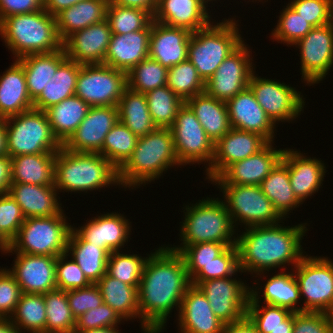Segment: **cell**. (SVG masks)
<instances>
[{"label":"cell","mask_w":333,"mask_h":333,"mask_svg":"<svg viewBox=\"0 0 333 333\" xmlns=\"http://www.w3.org/2000/svg\"><path fill=\"white\" fill-rule=\"evenodd\" d=\"M191 281L184 258L170 247L148 255L138 288L139 315L143 333H160L167 317L182 299Z\"/></svg>","instance_id":"6da1fadb"},{"label":"cell","mask_w":333,"mask_h":333,"mask_svg":"<svg viewBox=\"0 0 333 333\" xmlns=\"http://www.w3.org/2000/svg\"><path fill=\"white\" fill-rule=\"evenodd\" d=\"M306 224L245 227L246 231L236 238L242 273L261 275L287 263L295 267L304 257L301 241L308 230Z\"/></svg>","instance_id":"7a4b0ae2"},{"label":"cell","mask_w":333,"mask_h":333,"mask_svg":"<svg viewBox=\"0 0 333 333\" xmlns=\"http://www.w3.org/2000/svg\"><path fill=\"white\" fill-rule=\"evenodd\" d=\"M175 165L180 166L171 129L157 127L151 133L138 138L131 157L118 170L119 183L124 188H136L143 183L146 185L148 181L151 183Z\"/></svg>","instance_id":"3957f363"},{"label":"cell","mask_w":333,"mask_h":333,"mask_svg":"<svg viewBox=\"0 0 333 333\" xmlns=\"http://www.w3.org/2000/svg\"><path fill=\"white\" fill-rule=\"evenodd\" d=\"M0 36L17 59L63 48L56 18L44 9L34 13L11 15L0 22Z\"/></svg>","instance_id":"277c9868"},{"label":"cell","mask_w":333,"mask_h":333,"mask_svg":"<svg viewBox=\"0 0 333 333\" xmlns=\"http://www.w3.org/2000/svg\"><path fill=\"white\" fill-rule=\"evenodd\" d=\"M54 186L61 192H85L119 185L118 169L100 153L72 152L63 146L56 153Z\"/></svg>","instance_id":"5b68a950"},{"label":"cell","mask_w":333,"mask_h":333,"mask_svg":"<svg viewBox=\"0 0 333 333\" xmlns=\"http://www.w3.org/2000/svg\"><path fill=\"white\" fill-rule=\"evenodd\" d=\"M185 210L180 227L182 246L170 247L172 250L179 252L186 245L205 242L224 243L227 247L236 245L237 237L233 236L236 229L223 200L208 197L185 206Z\"/></svg>","instance_id":"8992f818"},{"label":"cell","mask_w":333,"mask_h":333,"mask_svg":"<svg viewBox=\"0 0 333 333\" xmlns=\"http://www.w3.org/2000/svg\"><path fill=\"white\" fill-rule=\"evenodd\" d=\"M233 19H224L215 25L212 22L204 29L191 33L187 59L204 82L244 42L237 21Z\"/></svg>","instance_id":"52a82bcc"},{"label":"cell","mask_w":333,"mask_h":333,"mask_svg":"<svg viewBox=\"0 0 333 333\" xmlns=\"http://www.w3.org/2000/svg\"><path fill=\"white\" fill-rule=\"evenodd\" d=\"M7 155L56 154L62 144L54 136L46 113L30 109L5 118Z\"/></svg>","instance_id":"ba28073f"},{"label":"cell","mask_w":333,"mask_h":333,"mask_svg":"<svg viewBox=\"0 0 333 333\" xmlns=\"http://www.w3.org/2000/svg\"><path fill=\"white\" fill-rule=\"evenodd\" d=\"M62 211L50 217H29L10 242L6 253H26L58 257L67 251L72 226L66 222Z\"/></svg>","instance_id":"9c48e42d"},{"label":"cell","mask_w":333,"mask_h":333,"mask_svg":"<svg viewBox=\"0 0 333 333\" xmlns=\"http://www.w3.org/2000/svg\"><path fill=\"white\" fill-rule=\"evenodd\" d=\"M234 227L275 225L284 219L258 185H218ZM237 221V222H236ZM235 223V224H234Z\"/></svg>","instance_id":"30bf717a"},{"label":"cell","mask_w":333,"mask_h":333,"mask_svg":"<svg viewBox=\"0 0 333 333\" xmlns=\"http://www.w3.org/2000/svg\"><path fill=\"white\" fill-rule=\"evenodd\" d=\"M128 87L127 73L106 64L81 65L75 95L90 107L118 106Z\"/></svg>","instance_id":"8fae6325"},{"label":"cell","mask_w":333,"mask_h":333,"mask_svg":"<svg viewBox=\"0 0 333 333\" xmlns=\"http://www.w3.org/2000/svg\"><path fill=\"white\" fill-rule=\"evenodd\" d=\"M300 296L301 311L324 312L333 304V262L328 257L305 255L294 267Z\"/></svg>","instance_id":"7c38bea8"},{"label":"cell","mask_w":333,"mask_h":333,"mask_svg":"<svg viewBox=\"0 0 333 333\" xmlns=\"http://www.w3.org/2000/svg\"><path fill=\"white\" fill-rule=\"evenodd\" d=\"M176 156L180 165L208 163L210 167L215 143L206 135L192 110L184 103L170 127Z\"/></svg>","instance_id":"4fadbf2b"},{"label":"cell","mask_w":333,"mask_h":333,"mask_svg":"<svg viewBox=\"0 0 333 333\" xmlns=\"http://www.w3.org/2000/svg\"><path fill=\"white\" fill-rule=\"evenodd\" d=\"M248 87L274 124L292 121L303 111L305 100L301 92L285 83L258 77L253 72Z\"/></svg>","instance_id":"5bb4252c"},{"label":"cell","mask_w":333,"mask_h":333,"mask_svg":"<svg viewBox=\"0 0 333 333\" xmlns=\"http://www.w3.org/2000/svg\"><path fill=\"white\" fill-rule=\"evenodd\" d=\"M247 46L243 42L205 82V92L209 96L227 102L248 88L254 66Z\"/></svg>","instance_id":"9a60e30c"},{"label":"cell","mask_w":333,"mask_h":333,"mask_svg":"<svg viewBox=\"0 0 333 333\" xmlns=\"http://www.w3.org/2000/svg\"><path fill=\"white\" fill-rule=\"evenodd\" d=\"M294 46L300 49L301 72L306 85L319 83L333 67V22L313 27Z\"/></svg>","instance_id":"2e32d148"},{"label":"cell","mask_w":333,"mask_h":333,"mask_svg":"<svg viewBox=\"0 0 333 333\" xmlns=\"http://www.w3.org/2000/svg\"><path fill=\"white\" fill-rule=\"evenodd\" d=\"M198 287L224 324L240 321L246 316L251 287L244 282L227 277L202 281Z\"/></svg>","instance_id":"e0dca14e"},{"label":"cell","mask_w":333,"mask_h":333,"mask_svg":"<svg viewBox=\"0 0 333 333\" xmlns=\"http://www.w3.org/2000/svg\"><path fill=\"white\" fill-rule=\"evenodd\" d=\"M118 121L117 106L90 107L76 131L62 146L72 152L102 155L105 137Z\"/></svg>","instance_id":"ac0fdd59"},{"label":"cell","mask_w":333,"mask_h":333,"mask_svg":"<svg viewBox=\"0 0 333 333\" xmlns=\"http://www.w3.org/2000/svg\"><path fill=\"white\" fill-rule=\"evenodd\" d=\"M269 142L260 134L231 128L215 143L214 158L206 175L212 181L228 166L258 153Z\"/></svg>","instance_id":"d6986e66"},{"label":"cell","mask_w":333,"mask_h":333,"mask_svg":"<svg viewBox=\"0 0 333 333\" xmlns=\"http://www.w3.org/2000/svg\"><path fill=\"white\" fill-rule=\"evenodd\" d=\"M284 149H275L269 142L258 153L234 162L211 183L215 185H258L282 160Z\"/></svg>","instance_id":"ffe728a7"},{"label":"cell","mask_w":333,"mask_h":333,"mask_svg":"<svg viewBox=\"0 0 333 333\" xmlns=\"http://www.w3.org/2000/svg\"><path fill=\"white\" fill-rule=\"evenodd\" d=\"M13 268L8 271L14 276L22 293L45 294L57 289L55 256L16 253Z\"/></svg>","instance_id":"44dd1931"},{"label":"cell","mask_w":333,"mask_h":333,"mask_svg":"<svg viewBox=\"0 0 333 333\" xmlns=\"http://www.w3.org/2000/svg\"><path fill=\"white\" fill-rule=\"evenodd\" d=\"M111 36L106 19L73 33L63 42L67 59L81 65L104 63Z\"/></svg>","instance_id":"7402d4cb"},{"label":"cell","mask_w":333,"mask_h":333,"mask_svg":"<svg viewBox=\"0 0 333 333\" xmlns=\"http://www.w3.org/2000/svg\"><path fill=\"white\" fill-rule=\"evenodd\" d=\"M231 128L254 132L274 142V127L264 109L248 87L226 102Z\"/></svg>","instance_id":"603a6c76"},{"label":"cell","mask_w":333,"mask_h":333,"mask_svg":"<svg viewBox=\"0 0 333 333\" xmlns=\"http://www.w3.org/2000/svg\"><path fill=\"white\" fill-rule=\"evenodd\" d=\"M178 311L180 333H222L224 323L198 286L187 288Z\"/></svg>","instance_id":"cb8c5ba5"},{"label":"cell","mask_w":333,"mask_h":333,"mask_svg":"<svg viewBox=\"0 0 333 333\" xmlns=\"http://www.w3.org/2000/svg\"><path fill=\"white\" fill-rule=\"evenodd\" d=\"M191 32L153 20L149 43V57L167 68L187 60Z\"/></svg>","instance_id":"d4e9b609"},{"label":"cell","mask_w":333,"mask_h":333,"mask_svg":"<svg viewBox=\"0 0 333 333\" xmlns=\"http://www.w3.org/2000/svg\"><path fill=\"white\" fill-rule=\"evenodd\" d=\"M123 215L116 212L94 217L85 225L72 229L84 240L110 252L120 251L128 238L131 226ZM120 248V249H119Z\"/></svg>","instance_id":"484cf974"},{"label":"cell","mask_w":333,"mask_h":333,"mask_svg":"<svg viewBox=\"0 0 333 333\" xmlns=\"http://www.w3.org/2000/svg\"><path fill=\"white\" fill-rule=\"evenodd\" d=\"M281 161L288 167L292 190L301 203L318 192L327 172L321 160L304 156L297 150L284 149Z\"/></svg>","instance_id":"4316f807"},{"label":"cell","mask_w":333,"mask_h":333,"mask_svg":"<svg viewBox=\"0 0 333 333\" xmlns=\"http://www.w3.org/2000/svg\"><path fill=\"white\" fill-rule=\"evenodd\" d=\"M150 34L151 24L144 30L112 34L103 64L129 72L149 57Z\"/></svg>","instance_id":"83f0119b"},{"label":"cell","mask_w":333,"mask_h":333,"mask_svg":"<svg viewBox=\"0 0 333 333\" xmlns=\"http://www.w3.org/2000/svg\"><path fill=\"white\" fill-rule=\"evenodd\" d=\"M206 5L202 0H158L154 21L193 33L212 22Z\"/></svg>","instance_id":"f1b7e54d"},{"label":"cell","mask_w":333,"mask_h":333,"mask_svg":"<svg viewBox=\"0 0 333 333\" xmlns=\"http://www.w3.org/2000/svg\"><path fill=\"white\" fill-rule=\"evenodd\" d=\"M57 192L54 185L11 183L8 193L21 207L24 217L29 218L59 215L63 210Z\"/></svg>","instance_id":"f546056e"},{"label":"cell","mask_w":333,"mask_h":333,"mask_svg":"<svg viewBox=\"0 0 333 333\" xmlns=\"http://www.w3.org/2000/svg\"><path fill=\"white\" fill-rule=\"evenodd\" d=\"M33 108L23 66L15 60L0 76V118L18 115Z\"/></svg>","instance_id":"4dcf8cb0"},{"label":"cell","mask_w":333,"mask_h":333,"mask_svg":"<svg viewBox=\"0 0 333 333\" xmlns=\"http://www.w3.org/2000/svg\"><path fill=\"white\" fill-rule=\"evenodd\" d=\"M185 104L195 114L206 135L214 143L230 131L231 125L226 102L203 92L189 98Z\"/></svg>","instance_id":"1f68e13d"},{"label":"cell","mask_w":333,"mask_h":333,"mask_svg":"<svg viewBox=\"0 0 333 333\" xmlns=\"http://www.w3.org/2000/svg\"><path fill=\"white\" fill-rule=\"evenodd\" d=\"M109 0H84L58 13L57 32L62 42L70 35L106 19Z\"/></svg>","instance_id":"d6a6232c"},{"label":"cell","mask_w":333,"mask_h":333,"mask_svg":"<svg viewBox=\"0 0 333 333\" xmlns=\"http://www.w3.org/2000/svg\"><path fill=\"white\" fill-rule=\"evenodd\" d=\"M67 59L64 48L50 53L30 54L17 61L23 66L29 97L34 101Z\"/></svg>","instance_id":"836d02e7"},{"label":"cell","mask_w":333,"mask_h":333,"mask_svg":"<svg viewBox=\"0 0 333 333\" xmlns=\"http://www.w3.org/2000/svg\"><path fill=\"white\" fill-rule=\"evenodd\" d=\"M56 154H25L10 157L11 183L54 185Z\"/></svg>","instance_id":"e575fe53"},{"label":"cell","mask_w":333,"mask_h":333,"mask_svg":"<svg viewBox=\"0 0 333 333\" xmlns=\"http://www.w3.org/2000/svg\"><path fill=\"white\" fill-rule=\"evenodd\" d=\"M66 252L72 255L71 258L79 265L91 283H97L107 273V263L111 252L100 248L99 245L84 241L73 229L68 238Z\"/></svg>","instance_id":"d590c367"},{"label":"cell","mask_w":333,"mask_h":333,"mask_svg":"<svg viewBox=\"0 0 333 333\" xmlns=\"http://www.w3.org/2000/svg\"><path fill=\"white\" fill-rule=\"evenodd\" d=\"M89 109L90 106L87 103L73 95L44 112L54 136L63 145L76 131Z\"/></svg>","instance_id":"8d00e7d4"},{"label":"cell","mask_w":333,"mask_h":333,"mask_svg":"<svg viewBox=\"0 0 333 333\" xmlns=\"http://www.w3.org/2000/svg\"><path fill=\"white\" fill-rule=\"evenodd\" d=\"M81 64L66 59L57 69L54 77L33 101V108L45 111L66 98L75 95L77 77Z\"/></svg>","instance_id":"74e56055"},{"label":"cell","mask_w":333,"mask_h":333,"mask_svg":"<svg viewBox=\"0 0 333 333\" xmlns=\"http://www.w3.org/2000/svg\"><path fill=\"white\" fill-rule=\"evenodd\" d=\"M105 304L115 310L122 319L139 318L138 288L112 278L107 273L96 283Z\"/></svg>","instance_id":"f35d334b"},{"label":"cell","mask_w":333,"mask_h":333,"mask_svg":"<svg viewBox=\"0 0 333 333\" xmlns=\"http://www.w3.org/2000/svg\"><path fill=\"white\" fill-rule=\"evenodd\" d=\"M117 107L119 121L136 136H145L157 128L151 118L145 94L127 87Z\"/></svg>","instance_id":"ab89813d"},{"label":"cell","mask_w":333,"mask_h":333,"mask_svg":"<svg viewBox=\"0 0 333 333\" xmlns=\"http://www.w3.org/2000/svg\"><path fill=\"white\" fill-rule=\"evenodd\" d=\"M253 289V287L250 289L246 316L259 333H270L277 328L294 327V312L277 305L265 304L266 306L263 305L262 307L259 305V291H257V287Z\"/></svg>","instance_id":"60d3db41"},{"label":"cell","mask_w":333,"mask_h":333,"mask_svg":"<svg viewBox=\"0 0 333 333\" xmlns=\"http://www.w3.org/2000/svg\"><path fill=\"white\" fill-rule=\"evenodd\" d=\"M260 187L274 208L284 218L288 216L290 210H294L302 204L292 190L288 167L282 161L262 181Z\"/></svg>","instance_id":"b9f144b4"},{"label":"cell","mask_w":333,"mask_h":333,"mask_svg":"<svg viewBox=\"0 0 333 333\" xmlns=\"http://www.w3.org/2000/svg\"><path fill=\"white\" fill-rule=\"evenodd\" d=\"M271 276L263 286L262 297L264 304L277 305L290 309L292 312H301V307H296L302 299L299 286L294 276V271L286 273L283 269Z\"/></svg>","instance_id":"7bdbcfd3"},{"label":"cell","mask_w":333,"mask_h":333,"mask_svg":"<svg viewBox=\"0 0 333 333\" xmlns=\"http://www.w3.org/2000/svg\"><path fill=\"white\" fill-rule=\"evenodd\" d=\"M10 319L21 331L45 332L47 315L44 295L22 293Z\"/></svg>","instance_id":"ee69618b"},{"label":"cell","mask_w":333,"mask_h":333,"mask_svg":"<svg viewBox=\"0 0 333 333\" xmlns=\"http://www.w3.org/2000/svg\"><path fill=\"white\" fill-rule=\"evenodd\" d=\"M43 295L47 315L45 332L74 333L76 319L69 307L66 291L55 289Z\"/></svg>","instance_id":"f6af8a7d"},{"label":"cell","mask_w":333,"mask_h":333,"mask_svg":"<svg viewBox=\"0 0 333 333\" xmlns=\"http://www.w3.org/2000/svg\"><path fill=\"white\" fill-rule=\"evenodd\" d=\"M146 99L153 123L159 128H170L184 101L167 85L147 92Z\"/></svg>","instance_id":"bcb514c9"},{"label":"cell","mask_w":333,"mask_h":333,"mask_svg":"<svg viewBox=\"0 0 333 333\" xmlns=\"http://www.w3.org/2000/svg\"><path fill=\"white\" fill-rule=\"evenodd\" d=\"M138 138L128 127L118 121L105 137L102 156L119 170L131 157Z\"/></svg>","instance_id":"7dc6e473"},{"label":"cell","mask_w":333,"mask_h":333,"mask_svg":"<svg viewBox=\"0 0 333 333\" xmlns=\"http://www.w3.org/2000/svg\"><path fill=\"white\" fill-rule=\"evenodd\" d=\"M166 85L184 102L205 92V82L188 59L168 68Z\"/></svg>","instance_id":"c3c4849f"},{"label":"cell","mask_w":333,"mask_h":333,"mask_svg":"<svg viewBox=\"0 0 333 333\" xmlns=\"http://www.w3.org/2000/svg\"><path fill=\"white\" fill-rule=\"evenodd\" d=\"M168 68L147 57L127 72L128 87L146 94L166 85Z\"/></svg>","instance_id":"681fc988"},{"label":"cell","mask_w":333,"mask_h":333,"mask_svg":"<svg viewBox=\"0 0 333 333\" xmlns=\"http://www.w3.org/2000/svg\"><path fill=\"white\" fill-rule=\"evenodd\" d=\"M106 20L112 34H125L146 29L153 22L154 17L139 8L121 7L109 2Z\"/></svg>","instance_id":"f907efd6"},{"label":"cell","mask_w":333,"mask_h":333,"mask_svg":"<svg viewBox=\"0 0 333 333\" xmlns=\"http://www.w3.org/2000/svg\"><path fill=\"white\" fill-rule=\"evenodd\" d=\"M148 257L137 254H125L114 251L109 254L107 263V274L112 278L139 288L144 266Z\"/></svg>","instance_id":"816d5d0a"},{"label":"cell","mask_w":333,"mask_h":333,"mask_svg":"<svg viewBox=\"0 0 333 333\" xmlns=\"http://www.w3.org/2000/svg\"><path fill=\"white\" fill-rule=\"evenodd\" d=\"M239 268L238 249L236 245L228 246L220 255L213 259L190 280L191 284L198 286L202 281L232 277Z\"/></svg>","instance_id":"f5cc1de1"},{"label":"cell","mask_w":333,"mask_h":333,"mask_svg":"<svg viewBox=\"0 0 333 333\" xmlns=\"http://www.w3.org/2000/svg\"><path fill=\"white\" fill-rule=\"evenodd\" d=\"M313 26L298 14L289 4L282 10L278 23L272 31V39L294 45L303 38Z\"/></svg>","instance_id":"db71d44e"},{"label":"cell","mask_w":333,"mask_h":333,"mask_svg":"<svg viewBox=\"0 0 333 333\" xmlns=\"http://www.w3.org/2000/svg\"><path fill=\"white\" fill-rule=\"evenodd\" d=\"M227 246L224 243L205 242L193 245H186L179 253L185 261L187 274L191 280L204 265L209 264L220 255Z\"/></svg>","instance_id":"11a10c76"},{"label":"cell","mask_w":333,"mask_h":333,"mask_svg":"<svg viewBox=\"0 0 333 333\" xmlns=\"http://www.w3.org/2000/svg\"><path fill=\"white\" fill-rule=\"evenodd\" d=\"M67 256L69 254L66 252L57 257L55 271L57 289L69 291L92 284L73 258L67 261Z\"/></svg>","instance_id":"9f6ffc18"},{"label":"cell","mask_w":333,"mask_h":333,"mask_svg":"<svg viewBox=\"0 0 333 333\" xmlns=\"http://www.w3.org/2000/svg\"><path fill=\"white\" fill-rule=\"evenodd\" d=\"M288 4L313 27L333 22V0H291Z\"/></svg>","instance_id":"6f0895ef"},{"label":"cell","mask_w":333,"mask_h":333,"mask_svg":"<svg viewBox=\"0 0 333 333\" xmlns=\"http://www.w3.org/2000/svg\"><path fill=\"white\" fill-rule=\"evenodd\" d=\"M25 217L21 207L9 194H0V233L11 242L18 234Z\"/></svg>","instance_id":"680465c9"},{"label":"cell","mask_w":333,"mask_h":333,"mask_svg":"<svg viewBox=\"0 0 333 333\" xmlns=\"http://www.w3.org/2000/svg\"><path fill=\"white\" fill-rule=\"evenodd\" d=\"M123 319L109 305L103 303L82 314L76 319L74 331H84L101 327H118Z\"/></svg>","instance_id":"91938a15"},{"label":"cell","mask_w":333,"mask_h":333,"mask_svg":"<svg viewBox=\"0 0 333 333\" xmlns=\"http://www.w3.org/2000/svg\"><path fill=\"white\" fill-rule=\"evenodd\" d=\"M66 293L69 307L75 319L104 303L96 283L84 288L69 290Z\"/></svg>","instance_id":"94428289"},{"label":"cell","mask_w":333,"mask_h":333,"mask_svg":"<svg viewBox=\"0 0 333 333\" xmlns=\"http://www.w3.org/2000/svg\"><path fill=\"white\" fill-rule=\"evenodd\" d=\"M22 295L14 276L6 268L0 269V318H10Z\"/></svg>","instance_id":"6125c7cd"},{"label":"cell","mask_w":333,"mask_h":333,"mask_svg":"<svg viewBox=\"0 0 333 333\" xmlns=\"http://www.w3.org/2000/svg\"><path fill=\"white\" fill-rule=\"evenodd\" d=\"M293 333H330L323 312H294Z\"/></svg>","instance_id":"be15d7a7"},{"label":"cell","mask_w":333,"mask_h":333,"mask_svg":"<svg viewBox=\"0 0 333 333\" xmlns=\"http://www.w3.org/2000/svg\"><path fill=\"white\" fill-rule=\"evenodd\" d=\"M43 9V0H0V22L15 14L34 13Z\"/></svg>","instance_id":"e7e4bbea"},{"label":"cell","mask_w":333,"mask_h":333,"mask_svg":"<svg viewBox=\"0 0 333 333\" xmlns=\"http://www.w3.org/2000/svg\"><path fill=\"white\" fill-rule=\"evenodd\" d=\"M109 2L121 7H131L145 10L153 17L158 6V0H109Z\"/></svg>","instance_id":"03108f58"},{"label":"cell","mask_w":333,"mask_h":333,"mask_svg":"<svg viewBox=\"0 0 333 333\" xmlns=\"http://www.w3.org/2000/svg\"><path fill=\"white\" fill-rule=\"evenodd\" d=\"M11 185V159L8 155L0 156V194L9 192Z\"/></svg>","instance_id":"003e7915"},{"label":"cell","mask_w":333,"mask_h":333,"mask_svg":"<svg viewBox=\"0 0 333 333\" xmlns=\"http://www.w3.org/2000/svg\"><path fill=\"white\" fill-rule=\"evenodd\" d=\"M222 333H259L254 324L245 316L242 320L224 324Z\"/></svg>","instance_id":"a7ac6f4b"},{"label":"cell","mask_w":333,"mask_h":333,"mask_svg":"<svg viewBox=\"0 0 333 333\" xmlns=\"http://www.w3.org/2000/svg\"><path fill=\"white\" fill-rule=\"evenodd\" d=\"M81 1L84 0H43V9L55 17L62 10L78 4Z\"/></svg>","instance_id":"89a4df30"},{"label":"cell","mask_w":333,"mask_h":333,"mask_svg":"<svg viewBox=\"0 0 333 333\" xmlns=\"http://www.w3.org/2000/svg\"><path fill=\"white\" fill-rule=\"evenodd\" d=\"M0 333H25L17 328L10 318H0Z\"/></svg>","instance_id":"2644e50d"},{"label":"cell","mask_w":333,"mask_h":333,"mask_svg":"<svg viewBox=\"0 0 333 333\" xmlns=\"http://www.w3.org/2000/svg\"><path fill=\"white\" fill-rule=\"evenodd\" d=\"M7 155L5 119L0 118V156Z\"/></svg>","instance_id":"8c879c8a"},{"label":"cell","mask_w":333,"mask_h":333,"mask_svg":"<svg viewBox=\"0 0 333 333\" xmlns=\"http://www.w3.org/2000/svg\"><path fill=\"white\" fill-rule=\"evenodd\" d=\"M116 326L113 327H101L95 329H89L84 331H74V333H121L117 330Z\"/></svg>","instance_id":"753ad0ef"},{"label":"cell","mask_w":333,"mask_h":333,"mask_svg":"<svg viewBox=\"0 0 333 333\" xmlns=\"http://www.w3.org/2000/svg\"><path fill=\"white\" fill-rule=\"evenodd\" d=\"M326 320H327V324L329 326V331L330 333H333V304L331 306H329L324 312H323Z\"/></svg>","instance_id":"34e18365"},{"label":"cell","mask_w":333,"mask_h":333,"mask_svg":"<svg viewBox=\"0 0 333 333\" xmlns=\"http://www.w3.org/2000/svg\"><path fill=\"white\" fill-rule=\"evenodd\" d=\"M10 248V242L0 233V250L6 253Z\"/></svg>","instance_id":"11e5206c"},{"label":"cell","mask_w":333,"mask_h":333,"mask_svg":"<svg viewBox=\"0 0 333 333\" xmlns=\"http://www.w3.org/2000/svg\"><path fill=\"white\" fill-rule=\"evenodd\" d=\"M270 333H293V328H277Z\"/></svg>","instance_id":"2a66077c"},{"label":"cell","mask_w":333,"mask_h":333,"mask_svg":"<svg viewBox=\"0 0 333 333\" xmlns=\"http://www.w3.org/2000/svg\"><path fill=\"white\" fill-rule=\"evenodd\" d=\"M204 1L206 4L208 3V1H213V0H202ZM215 1V0H214Z\"/></svg>","instance_id":"b9fcfbb0"},{"label":"cell","mask_w":333,"mask_h":333,"mask_svg":"<svg viewBox=\"0 0 333 333\" xmlns=\"http://www.w3.org/2000/svg\"><path fill=\"white\" fill-rule=\"evenodd\" d=\"M36 333H52V332H36Z\"/></svg>","instance_id":"09005b40"}]
</instances>
